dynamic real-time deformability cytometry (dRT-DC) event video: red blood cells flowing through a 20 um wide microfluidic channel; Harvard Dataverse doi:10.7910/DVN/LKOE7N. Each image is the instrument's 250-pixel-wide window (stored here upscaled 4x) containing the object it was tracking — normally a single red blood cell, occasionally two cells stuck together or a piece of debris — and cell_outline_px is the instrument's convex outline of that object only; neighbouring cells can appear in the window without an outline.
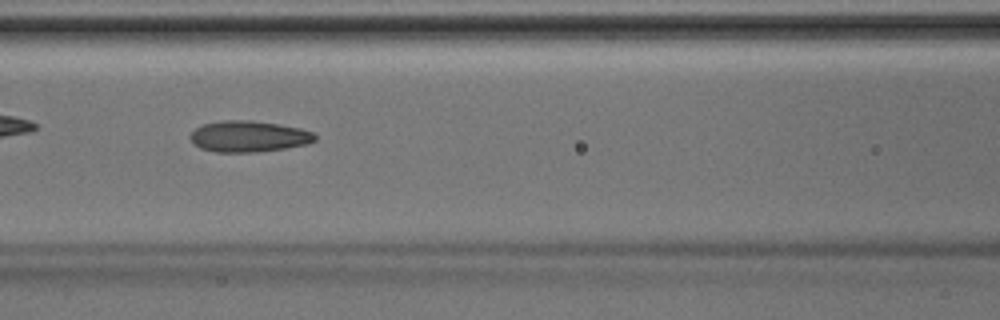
{"species": "Egyptian fruit bat (a non-hibernating species)", "species_latin": "Rousettus aegyptiacus", "temperature_condition": "room temperature", "stored_images_in_passage": 44, "camera_frame_rate_fps": 3000, "um_per_image_px": 0.085, "animal": {"sex": "male"}, "frame": {"image": 1, "passage_image": 19, "time_ms": 6.0, "image_size_px": [1000, 320], "cell_outline_px": [[316, 140], [308, 144], [284, 148], [256, 152], [216, 152], [200, 148], [192, 144], [188, 136], [196, 128], [204, 124], [224, 120], [252, 120], [300, 128], [312, 132], [316, 136]], "centroid_in_image_um": [21.11, 11.6], "position_along_channel_um": 145.5, "area_um2": 22.66}}
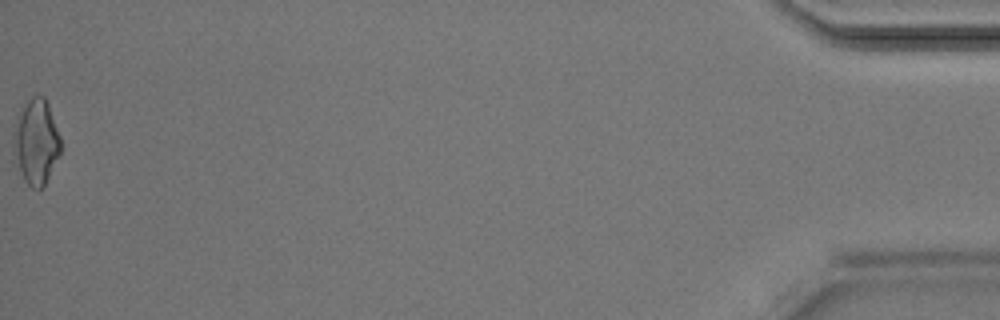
{"frame": {"image": 2, "passage_image": 44, "time_ms": 14.333, "image_size_px": [1000, 320], "cell_outline_px": [[60, 152], [44, 184], [40, 188], [32, 188], [24, 180], [12, 160], [12, 140], [24, 104], [32, 96], [44, 96], [48, 104], [60, 136]], "centroid_in_image_um": [3.04, 12.09], "position_along_channel_um": 432.2, "area_um2": 23.06}}